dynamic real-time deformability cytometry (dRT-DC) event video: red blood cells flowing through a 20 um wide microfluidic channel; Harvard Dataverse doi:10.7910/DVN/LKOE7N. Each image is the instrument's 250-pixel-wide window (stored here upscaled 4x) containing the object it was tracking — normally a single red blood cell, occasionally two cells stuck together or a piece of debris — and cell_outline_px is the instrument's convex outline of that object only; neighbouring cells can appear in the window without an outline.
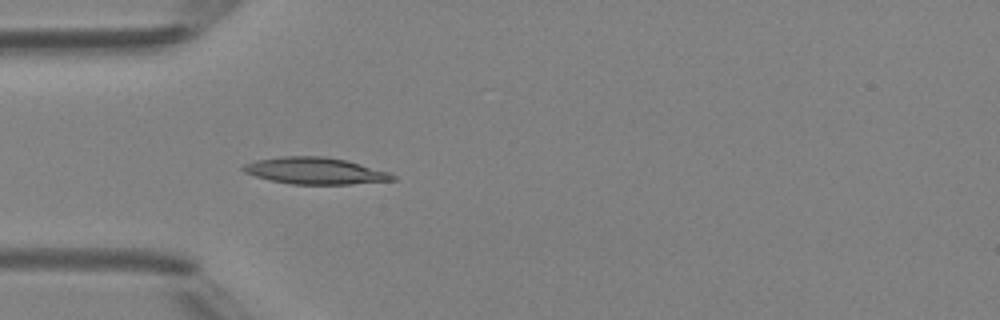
{"species": "Egyptian fruit bat (a non-hibernating species)", "species_latin": "Rousettus aegyptiacus", "temperature_condition": "room temperature", "stored_images_in_passage": 3, "camera_frame_rate_fps": 3000, "um_per_image_px": 0.085, "animal": {"sex": "female"}, "frame": {"image": 1, "passage_image": 3, "time_ms": 3.0, "image_size_px": [1000, 320], "cell_outline_px": [[396, 180], [352, 184], [292, 184], [272, 180], [256, 176], [244, 172], [240, 168], [244, 164], [256, 160], [280, 156], [324, 156], [344, 160], [360, 164], [388, 172], [396, 176]], "centroid_in_image_um": [26.77, 14.52], "position_along_channel_um": 58.2, "area_um2": 23.06}}